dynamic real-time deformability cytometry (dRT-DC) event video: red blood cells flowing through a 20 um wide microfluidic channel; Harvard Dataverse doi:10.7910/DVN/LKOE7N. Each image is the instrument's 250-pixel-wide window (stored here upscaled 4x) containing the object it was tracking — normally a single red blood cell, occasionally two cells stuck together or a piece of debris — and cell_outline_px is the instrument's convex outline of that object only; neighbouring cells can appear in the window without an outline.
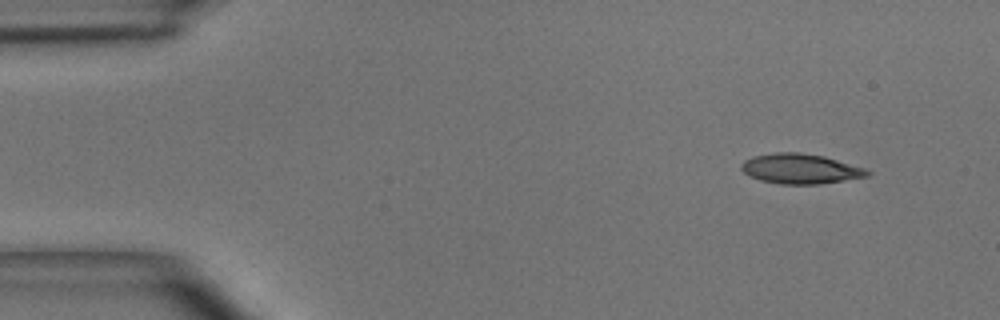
{"species": "common noctule bat (a hibernating species)", "species_latin": "Nyctalus noctula", "temperature_condition": "room temperature", "stored_images_in_passage": 46, "camera_frame_rate_fps": 3000, "um_per_image_px": 0.085, "animal": {"sex": "male", "body_mass_g": 15.6}, "frame": {"image": 1, "passage_image": 1, "time_ms": 0.0, "image_size_px": [1000, 320], "cell_outline_px": [[872, 172], [868, 176], [820, 184], [780, 184], [760, 180], [744, 172], [740, 168], [740, 164], [744, 160], [752, 156], [772, 152], [800, 152], [824, 156], [864, 168]], "centroid_in_image_um": [68.0, 14.33], "position_along_channel_um": 17.0, "area_um2": 22.02}}
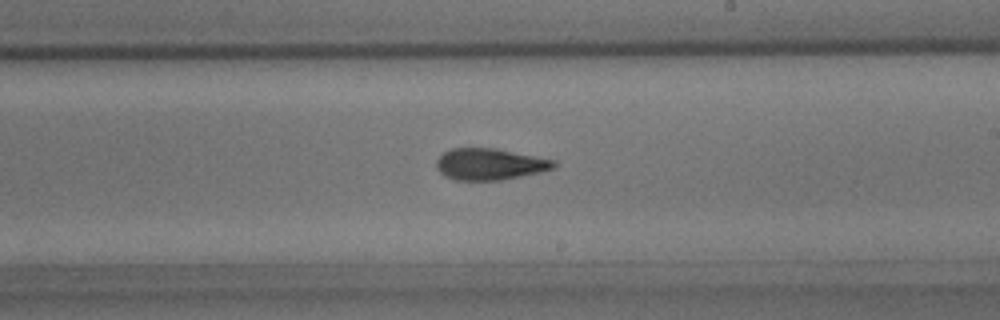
{"frame": {"image": 2, "passage_image": 25, "time_ms": 8.0, "image_size_px": [1000, 320], "cell_outline_px": [[556, 168], [540, 172], [500, 180], [456, 180], [444, 176], [436, 168], [436, 160], [444, 152], [452, 148], [496, 148], [556, 160]], "centroid_in_image_um": [41.63, 13.95], "position_along_channel_um": 247.4, "area_um2": 21.62}}
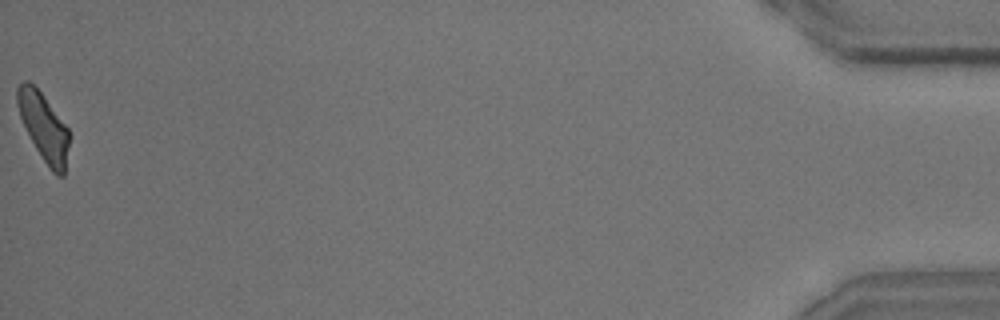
{"frame": {"image": 3, "passage_image": 46, "time_ms": 15.0, "image_size_px": [1000, 320], "cell_outline_px": [[72, 136], [64, 176], [56, 176], [48, 168], [36, 148], [20, 116], [16, 104], [16, 88], [24, 80], [28, 80], [40, 92], [68, 128]], "centroid_in_image_um": [3.75, 10.84], "position_along_channel_um": 431.4, "area_um2": 20.58}, "authors_computed_cell_mechanics": {"area_um2": 21.5883, "velocity_mm_per_s": 4.0212, "shape_relaxation_time_tau1_ms": 6.2426, "shape_relaxation_time_tau2_ms": 3.0958, "deformation_change_tau1": 0.1916, "deformation_change_tau2": 0.115}}